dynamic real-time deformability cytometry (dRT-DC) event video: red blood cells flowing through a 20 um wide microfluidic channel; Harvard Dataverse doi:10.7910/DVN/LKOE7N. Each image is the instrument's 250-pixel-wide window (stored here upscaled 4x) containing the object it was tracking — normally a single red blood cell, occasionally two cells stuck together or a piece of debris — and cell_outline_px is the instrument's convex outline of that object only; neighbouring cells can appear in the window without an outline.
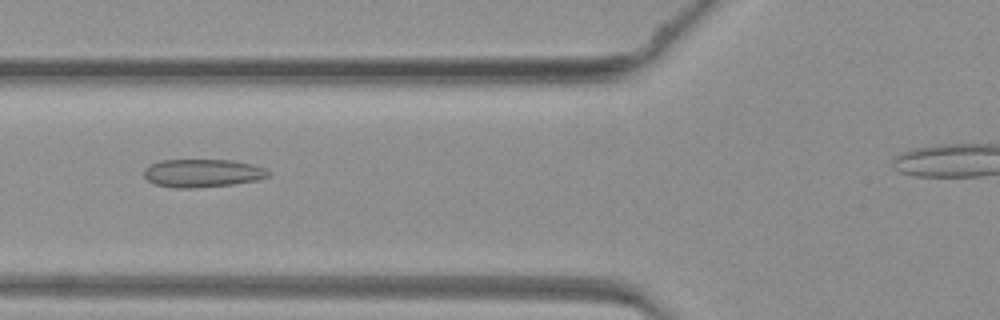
{"species": "common noctule bat (a hibernating species)", "species_latin": "Nyctalus noctula", "temperature_condition": "warm", "stored_images_in_passage": 31, "camera_frame_rate_fps": 3000, "um_per_image_px": 0.085, "animal": {"sex": "female", "body_mass_g": 19.3, "forearm_length_mm": 54.1}, "frame": {"image": 1, "passage_image": 8, "time_ms": 2.333, "image_size_px": [1000, 320], "cell_outline_px": [[272, 176], [256, 180], [236, 184], [196, 188], [172, 188], [156, 184], [148, 180], [144, 176], [144, 168], [148, 164], [160, 160], [232, 160], [252, 164], [264, 168], [272, 172]], "centroid_in_image_um": [17.22, 14.72], "position_along_channel_um": 108.6, "area_um2": 20.69}}
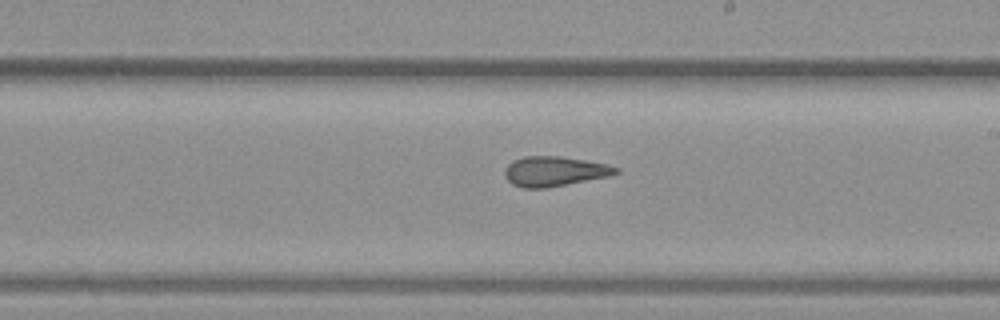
{"frame": {"image": 2, "passage_image": 17, "time_ms": 5.333, "image_size_px": [1000, 320], "cell_outline_px": [[620, 172], [612, 176], [544, 188], [524, 188], [512, 184], [504, 176], [504, 168], [512, 160], [524, 156], [560, 156], [608, 164], [620, 168]], "centroid_in_image_um": [47.14, 14.56], "position_along_channel_um": 241.9, "area_um2": 19.54}}
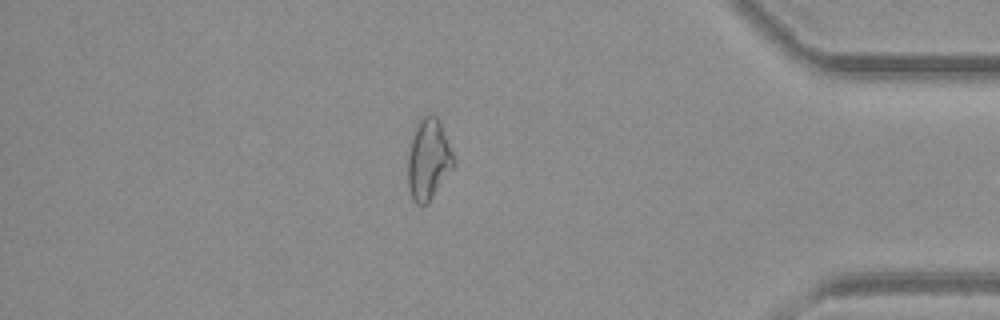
{"frame": {"image": 3, "passage_image": 30, "time_ms": 9.667, "image_size_px": [1000, 320], "cell_outline_px": [[456, 164], [428, 204], [416, 204], [412, 200], [408, 188], [408, 156], [412, 136], [416, 124], [424, 116], [432, 112], [440, 120], [452, 152]], "centroid_in_image_um": [36.42, 13.56], "position_along_channel_um": 398.8, "area_um2": 21.79}}